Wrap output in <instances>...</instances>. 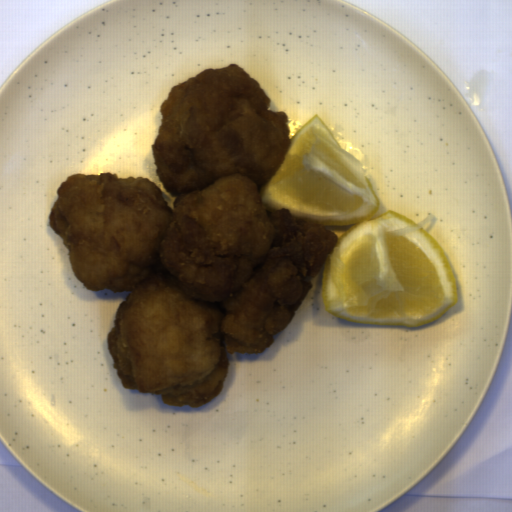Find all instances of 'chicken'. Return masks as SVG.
<instances>
[{
    "label": "chicken",
    "instance_id": "1",
    "mask_svg": "<svg viewBox=\"0 0 512 512\" xmlns=\"http://www.w3.org/2000/svg\"><path fill=\"white\" fill-rule=\"evenodd\" d=\"M237 63L174 85L151 146L173 208L144 176L73 173L50 228L91 291H130L107 349L122 385L173 407L220 395L228 353L272 346L304 302L337 234L260 189L290 146L289 116Z\"/></svg>",
    "mask_w": 512,
    "mask_h": 512
}]
</instances>
